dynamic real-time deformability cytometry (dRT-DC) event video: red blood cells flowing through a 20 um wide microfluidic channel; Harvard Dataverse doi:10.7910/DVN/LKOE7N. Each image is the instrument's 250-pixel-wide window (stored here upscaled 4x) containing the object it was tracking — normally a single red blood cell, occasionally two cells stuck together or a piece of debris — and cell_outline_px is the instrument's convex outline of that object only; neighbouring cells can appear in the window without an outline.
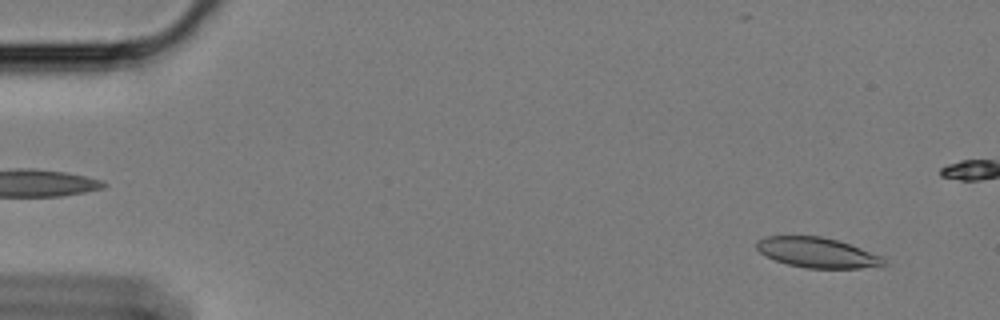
{"species": "Egyptian fruit bat (a non-hibernating species)", "species_latin": "Rousettus aegyptiacus", "temperature_condition": "cold", "stored_images_in_passage": 52, "camera_frame_rate_fps": 3000, "um_per_image_px": 0.085, "animal": {"sex": "female"}, "frame": {"image": 1, "passage_image": 4, "time_ms": 1.0, "image_size_px": [1000, 320], "cell_outline_px": [[888, 264], [884, 268], [808, 268], [788, 264], [776, 260], [760, 252], [756, 248], [756, 240], [764, 236], [820, 236], [836, 240], [860, 248], [880, 256]], "centroid_in_image_um": [69.5, 21.48], "position_along_channel_um": 15.5, "area_um2": 22.31}}
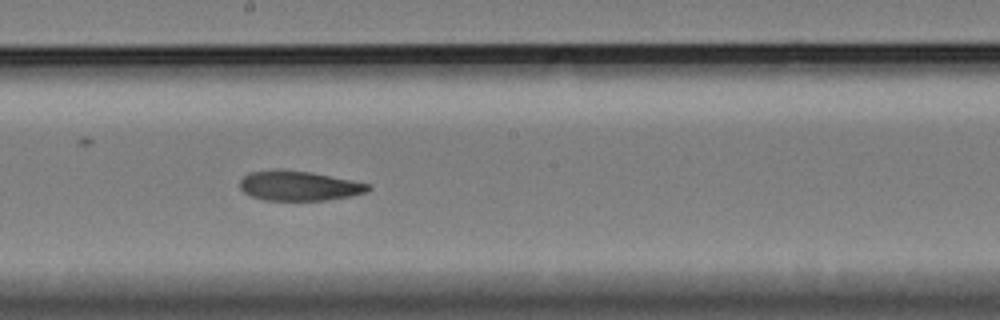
{"frame": {"image": 2, "passage_image": 32, "time_ms": 10.333, "image_size_px": [1000, 320], "cell_outline_px": [[372, 188], [364, 192], [352, 196], [328, 200], [264, 200], [252, 196], [244, 192], [240, 188], [240, 180], [248, 172], [272, 168], [280, 168], [312, 172], [372, 184]], "centroid_in_image_um": [25.4, 15.77], "position_along_channel_um": 222.8, "area_um2": 22.66}}
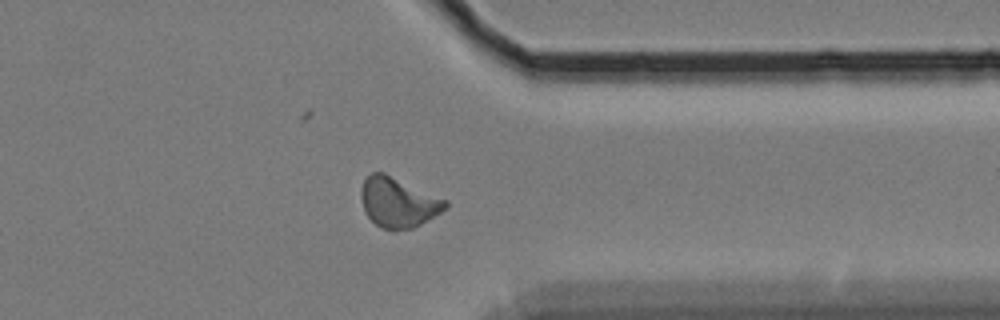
{"frame": {"image": 3, "passage_image": 46, "time_ms": 15.0, "image_size_px": [1000, 320], "cell_outline_px": [[448, 208], [420, 224], [412, 228], [392, 232], [376, 224], [368, 216], [364, 208], [360, 196], [360, 192], [364, 180], [372, 172], [384, 172], [448, 200]], "centroid_in_image_um": [33.86, 17.2], "position_along_channel_um": 377.5, "area_um2": 24.57}, "authors_computed_cell_mechanics": {"area_um2": 23.2067, "velocity_mm_per_s": 3.4009, "shape_relaxation_time_tau1_ms": 10.7092, "shape_relaxation_time_tau2_ms": 5.3203, "deformation_change_tau1": 0.1943, "deformation_change_tau2": 0.1177}}